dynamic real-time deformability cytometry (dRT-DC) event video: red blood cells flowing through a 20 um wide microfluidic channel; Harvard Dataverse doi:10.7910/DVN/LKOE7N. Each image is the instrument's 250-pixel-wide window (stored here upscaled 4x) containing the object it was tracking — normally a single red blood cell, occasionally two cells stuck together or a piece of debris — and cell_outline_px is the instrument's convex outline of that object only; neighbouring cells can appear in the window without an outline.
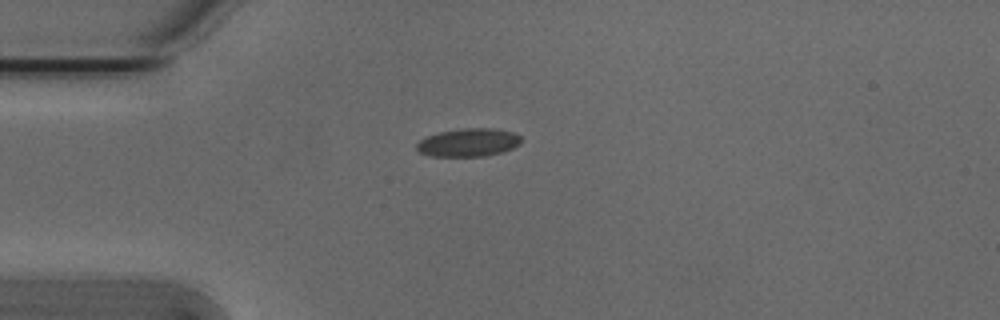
{"species": "Egyptian fruit bat (a non-hibernating species)", "species_latin": "Rousettus aegyptiacus", "temperature_condition": "cold", "stored_images_in_passage": 41, "camera_frame_rate_fps": 3000, "um_per_image_px": 0.085, "animal": {"sex": "male"}, "frame": {"image": 1, "passage_image": 1, "time_ms": 0.0, "image_size_px": [1000, 320], "cell_outline_px": [[520, 144], [512, 148], [500, 152], [484, 156], [432, 156], [420, 152], [416, 148], [416, 144], [420, 140], [428, 136], [440, 132], [464, 128], [488, 128], [512, 132], [520, 136]], "centroid_in_image_um": [39.8, 12.11], "position_along_channel_um": 45.2, "area_um2": 16.82}}
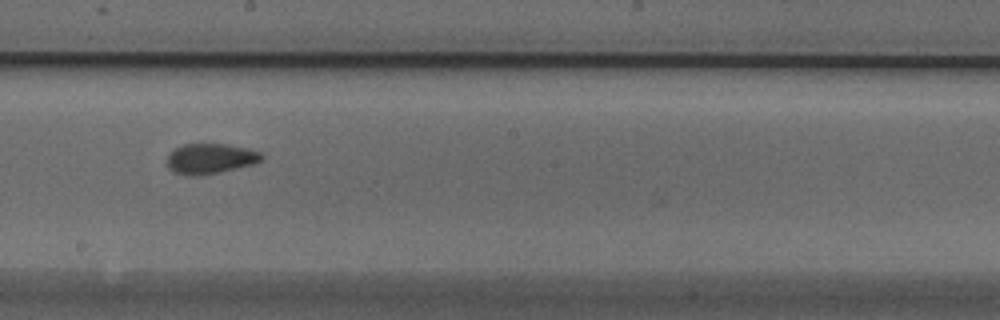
{"frame": {"image": 2, "passage_image": 17, "time_ms": 5.333, "image_size_px": [1000, 320], "cell_outline_px": [[264, 160], [252, 164], [200, 176], [184, 176], [172, 172], [168, 168], [164, 160], [168, 152], [172, 148], [184, 144], [228, 144], [248, 148], [260, 152], [264, 156]], "centroid_in_image_um": [17.79, 13.48], "position_along_channel_um": 230.4, "area_um2": 17.17}}
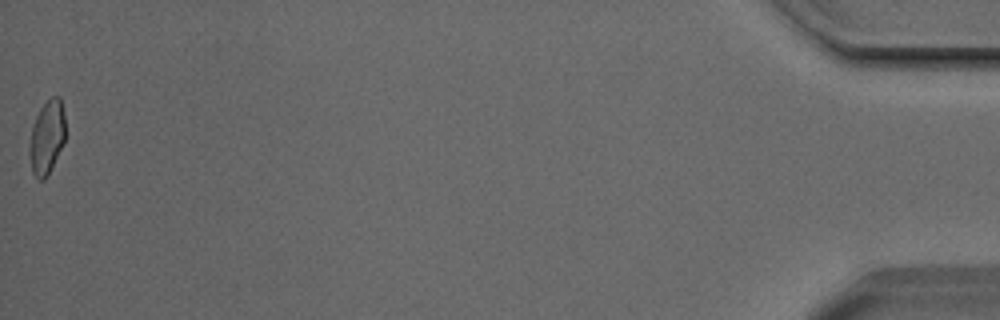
{"frame": {"image": 3, "passage_image": 41, "time_ms": 13.333, "image_size_px": [1000, 320], "cell_outline_px": [[64, 140], [44, 180], [36, 180], [32, 172], [28, 148], [28, 144], [32, 128], [36, 116], [40, 108], [52, 96], [60, 96], [64, 112]], "centroid_in_image_um": [3.95, 11.65], "position_along_channel_um": 431.3, "area_um2": 15.14}, "authors_computed_cell_mechanics": {"area_um2": 16.3574, "velocity_mm_per_s": 3.8045, "shape_relaxation_time_tau1_ms": 6.1227, "shape_relaxation_time_tau2_ms": 1.5591, "deformation_change_tau1": 0.1059, "deformation_change_tau2": 0.063}}